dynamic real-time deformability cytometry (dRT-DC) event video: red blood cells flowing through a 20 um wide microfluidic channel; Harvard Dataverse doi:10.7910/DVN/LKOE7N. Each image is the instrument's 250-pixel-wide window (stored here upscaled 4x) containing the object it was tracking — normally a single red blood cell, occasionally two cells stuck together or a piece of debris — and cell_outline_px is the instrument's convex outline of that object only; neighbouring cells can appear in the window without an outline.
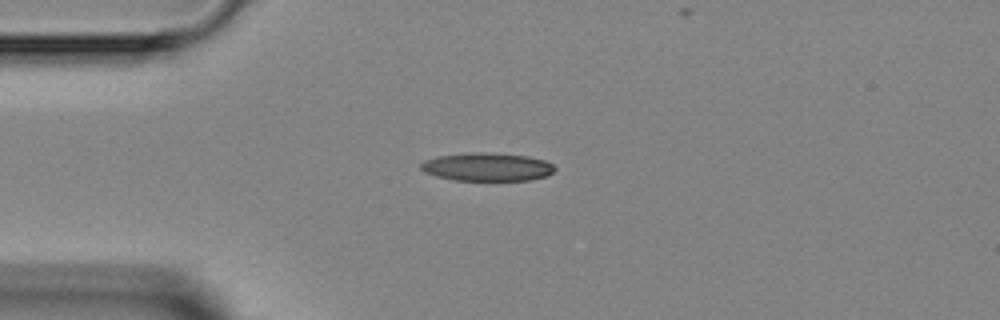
{"species": "Egyptian fruit bat (a non-hibernating species)", "species_latin": "Rousettus aegyptiacus", "temperature_condition": "room temperature", "stored_images_in_passage": 2, "camera_frame_rate_fps": 3000, "um_per_image_px": 0.085, "animal": {"sex": "female"}, "frame": {"image": 1, "passage_image": 2, "time_ms": 4.667, "image_size_px": [1000, 320], "cell_outline_px": [[556, 168], [548, 176], [528, 180], [452, 180], [436, 176], [424, 172], [420, 168], [420, 164], [424, 160], [436, 156], [468, 152], [492, 152], [528, 156], [544, 160], [552, 164]], "centroid_in_image_um": [41.38, 14.17], "position_along_channel_um": 43.6, "area_um2": 22.25}}